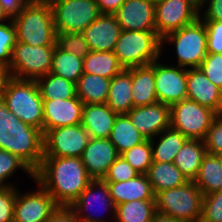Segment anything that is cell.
Instances as JSON below:
<instances>
[{"label":"cell","instance_id":"1","mask_svg":"<svg viewBox=\"0 0 222 222\" xmlns=\"http://www.w3.org/2000/svg\"><path fill=\"white\" fill-rule=\"evenodd\" d=\"M34 179L64 206H71L92 180L80 157H43Z\"/></svg>","mask_w":222,"mask_h":222},{"label":"cell","instance_id":"2","mask_svg":"<svg viewBox=\"0 0 222 222\" xmlns=\"http://www.w3.org/2000/svg\"><path fill=\"white\" fill-rule=\"evenodd\" d=\"M44 134L15 116L0 101V149L6 150L35 173L44 157Z\"/></svg>","mask_w":222,"mask_h":222},{"label":"cell","instance_id":"3","mask_svg":"<svg viewBox=\"0 0 222 222\" xmlns=\"http://www.w3.org/2000/svg\"><path fill=\"white\" fill-rule=\"evenodd\" d=\"M17 41L31 46H55L57 32L50 2H29L13 19Z\"/></svg>","mask_w":222,"mask_h":222},{"label":"cell","instance_id":"4","mask_svg":"<svg viewBox=\"0 0 222 222\" xmlns=\"http://www.w3.org/2000/svg\"><path fill=\"white\" fill-rule=\"evenodd\" d=\"M2 102L21 121L43 132V99L35 80L12 77Z\"/></svg>","mask_w":222,"mask_h":222},{"label":"cell","instance_id":"5","mask_svg":"<svg viewBox=\"0 0 222 222\" xmlns=\"http://www.w3.org/2000/svg\"><path fill=\"white\" fill-rule=\"evenodd\" d=\"M162 50L156 31L122 30L113 52L123 68L128 69L159 60Z\"/></svg>","mask_w":222,"mask_h":222},{"label":"cell","instance_id":"6","mask_svg":"<svg viewBox=\"0 0 222 222\" xmlns=\"http://www.w3.org/2000/svg\"><path fill=\"white\" fill-rule=\"evenodd\" d=\"M203 195L194 181L155 194L156 211L181 222H199Z\"/></svg>","mask_w":222,"mask_h":222},{"label":"cell","instance_id":"7","mask_svg":"<svg viewBox=\"0 0 222 222\" xmlns=\"http://www.w3.org/2000/svg\"><path fill=\"white\" fill-rule=\"evenodd\" d=\"M165 42L175 44L178 58L177 66L184 68L199 67L207 56V32L205 23L198 18L193 23L165 35L161 39V48ZM188 66V67H187Z\"/></svg>","mask_w":222,"mask_h":222},{"label":"cell","instance_id":"8","mask_svg":"<svg viewBox=\"0 0 222 222\" xmlns=\"http://www.w3.org/2000/svg\"><path fill=\"white\" fill-rule=\"evenodd\" d=\"M217 115L211 108L184 99L170 106V127L187 139L203 140Z\"/></svg>","mask_w":222,"mask_h":222},{"label":"cell","instance_id":"9","mask_svg":"<svg viewBox=\"0 0 222 222\" xmlns=\"http://www.w3.org/2000/svg\"><path fill=\"white\" fill-rule=\"evenodd\" d=\"M57 33H82L100 15L95 0H50Z\"/></svg>","mask_w":222,"mask_h":222},{"label":"cell","instance_id":"10","mask_svg":"<svg viewBox=\"0 0 222 222\" xmlns=\"http://www.w3.org/2000/svg\"><path fill=\"white\" fill-rule=\"evenodd\" d=\"M54 49L55 46H31L17 41L9 65L12 77L36 80L47 75L52 67Z\"/></svg>","mask_w":222,"mask_h":222},{"label":"cell","instance_id":"11","mask_svg":"<svg viewBox=\"0 0 222 222\" xmlns=\"http://www.w3.org/2000/svg\"><path fill=\"white\" fill-rule=\"evenodd\" d=\"M90 136L81 124L48 130L44 133V157H80Z\"/></svg>","mask_w":222,"mask_h":222},{"label":"cell","instance_id":"12","mask_svg":"<svg viewBox=\"0 0 222 222\" xmlns=\"http://www.w3.org/2000/svg\"><path fill=\"white\" fill-rule=\"evenodd\" d=\"M199 8L190 0H162L155 4V30L165 35L189 25L199 18Z\"/></svg>","mask_w":222,"mask_h":222},{"label":"cell","instance_id":"13","mask_svg":"<svg viewBox=\"0 0 222 222\" xmlns=\"http://www.w3.org/2000/svg\"><path fill=\"white\" fill-rule=\"evenodd\" d=\"M154 79L158 102L171 106L187 99V69L154 61Z\"/></svg>","mask_w":222,"mask_h":222},{"label":"cell","instance_id":"14","mask_svg":"<svg viewBox=\"0 0 222 222\" xmlns=\"http://www.w3.org/2000/svg\"><path fill=\"white\" fill-rule=\"evenodd\" d=\"M38 190L21 194L17 188L13 222H46L58 206L48 191L35 179Z\"/></svg>","mask_w":222,"mask_h":222},{"label":"cell","instance_id":"15","mask_svg":"<svg viewBox=\"0 0 222 222\" xmlns=\"http://www.w3.org/2000/svg\"><path fill=\"white\" fill-rule=\"evenodd\" d=\"M98 203L100 204V206L104 207L105 211H109L108 209H112L111 210V212H113L112 216H114V219H115L116 206L110 195L107 183L103 179H97V180L92 179L89 182L87 188L72 203L71 207L75 211L76 217L80 222H108L107 220L105 221L101 217L98 218V216L96 215L95 216L90 215V214H93L97 210V209L96 210L94 209L93 210L94 212L90 213L91 212L90 209L94 208V205ZM84 212L85 213L88 212V213H86L85 215Z\"/></svg>","mask_w":222,"mask_h":222},{"label":"cell","instance_id":"16","mask_svg":"<svg viewBox=\"0 0 222 222\" xmlns=\"http://www.w3.org/2000/svg\"><path fill=\"white\" fill-rule=\"evenodd\" d=\"M84 103L70 99H43V134L51 129L81 124Z\"/></svg>","mask_w":222,"mask_h":222},{"label":"cell","instance_id":"17","mask_svg":"<svg viewBox=\"0 0 222 222\" xmlns=\"http://www.w3.org/2000/svg\"><path fill=\"white\" fill-rule=\"evenodd\" d=\"M136 129L146 138H157L170 128V106L157 102L152 105L133 107L126 114Z\"/></svg>","mask_w":222,"mask_h":222},{"label":"cell","instance_id":"18","mask_svg":"<svg viewBox=\"0 0 222 222\" xmlns=\"http://www.w3.org/2000/svg\"><path fill=\"white\" fill-rule=\"evenodd\" d=\"M113 15L121 30L156 31L155 4L147 0H126Z\"/></svg>","mask_w":222,"mask_h":222},{"label":"cell","instance_id":"19","mask_svg":"<svg viewBox=\"0 0 222 222\" xmlns=\"http://www.w3.org/2000/svg\"><path fill=\"white\" fill-rule=\"evenodd\" d=\"M119 156L109 138H90L81 156L91 179H103L109 167Z\"/></svg>","mask_w":222,"mask_h":222},{"label":"cell","instance_id":"20","mask_svg":"<svg viewBox=\"0 0 222 222\" xmlns=\"http://www.w3.org/2000/svg\"><path fill=\"white\" fill-rule=\"evenodd\" d=\"M121 31L113 14H100L82 33L90 51L110 52L114 51Z\"/></svg>","mask_w":222,"mask_h":222},{"label":"cell","instance_id":"21","mask_svg":"<svg viewBox=\"0 0 222 222\" xmlns=\"http://www.w3.org/2000/svg\"><path fill=\"white\" fill-rule=\"evenodd\" d=\"M187 99L222 114V90L199 67L187 68Z\"/></svg>","mask_w":222,"mask_h":222},{"label":"cell","instance_id":"22","mask_svg":"<svg viewBox=\"0 0 222 222\" xmlns=\"http://www.w3.org/2000/svg\"><path fill=\"white\" fill-rule=\"evenodd\" d=\"M117 115L106 103L84 104L81 125L90 138H109Z\"/></svg>","mask_w":222,"mask_h":222},{"label":"cell","instance_id":"23","mask_svg":"<svg viewBox=\"0 0 222 222\" xmlns=\"http://www.w3.org/2000/svg\"><path fill=\"white\" fill-rule=\"evenodd\" d=\"M106 183L115 206L135 200H155L146 174H139L127 181Z\"/></svg>","mask_w":222,"mask_h":222},{"label":"cell","instance_id":"24","mask_svg":"<svg viewBox=\"0 0 222 222\" xmlns=\"http://www.w3.org/2000/svg\"><path fill=\"white\" fill-rule=\"evenodd\" d=\"M133 106H146L158 102L154 79V61L150 65L132 67Z\"/></svg>","mask_w":222,"mask_h":222},{"label":"cell","instance_id":"25","mask_svg":"<svg viewBox=\"0 0 222 222\" xmlns=\"http://www.w3.org/2000/svg\"><path fill=\"white\" fill-rule=\"evenodd\" d=\"M106 104L117 114H127L134 107L132 68L124 69L111 79Z\"/></svg>","mask_w":222,"mask_h":222},{"label":"cell","instance_id":"26","mask_svg":"<svg viewBox=\"0 0 222 222\" xmlns=\"http://www.w3.org/2000/svg\"><path fill=\"white\" fill-rule=\"evenodd\" d=\"M206 154L207 150L203 140L188 139L178 151L173 163L188 181H193L198 175L200 165Z\"/></svg>","mask_w":222,"mask_h":222},{"label":"cell","instance_id":"27","mask_svg":"<svg viewBox=\"0 0 222 222\" xmlns=\"http://www.w3.org/2000/svg\"><path fill=\"white\" fill-rule=\"evenodd\" d=\"M146 175L154 194L182 186L188 181L174 163L153 162Z\"/></svg>","mask_w":222,"mask_h":222},{"label":"cell","instance_id":"28","mask_svg":"<svg viewBox=\"0 0 222 222\" xmlns=\"http://www.w3.org/2000/svg\"><path fill=\"white\" fill-rule=\"evenodd\" d=\"M110 82L109 78L83 73L76 83V95L84 104H105Z\"/></svg>","mask_w":222,"mask_h":222},{"label":"cell","instance_id":"29","mask_svg":"<svg viewBox=\"0 0 222 222\" xmlns=\"http://www.w3.org/2000/svg\"><path fill=\"white\" fill-rule=\"evenodd\" d=\"M109 140L114 144L118 154L141 144L146 138L136 129L126 114H118L115 118Z\"/></svg>","mask_w":222,"mask_h":222},{"label":"cell","instance_id":"30","mask_svg":"<svg viewBox=\"0 0 222 222\" xmlns=\"http://www.w3.org/2000/svg\"><path fill=\"white\" fill-rule=\"evenodd\" d=\"M202 195L222 190V164L217 155L207 153L200 165L197 177L193 180Z\"/></svg>","mask_w":222,"mask_h":222},{"label":"cell","instance_id":"31","mask_svg":"<svg viewBox=\"0 0 222 222\" xmlns=\"http://www.w3.org/2000/svg\"><path fill=\"white\" fill-rule=\"evenodd\" d=\"M124 70L113 51H90L83 59V73L112 79Z\"/></svg>","mask_w":222,"mask_h":222},{"label":"cell","instance_id":"32","mask_svg":"<svg viewBox=\"0 0 222 222\" xmlns=\"http://www.w3.org/2000/svg\"><path fill=\"white\" fill-rule=\"evenodd\" d=\"M159 142L150 139L153 162L173 163L180 148L188 140L181 132L171 127L160 133Z\"/></svg>","mask_w":222,"mask_h":222},{"label":"cell","instance_id":"33","mask_svg":"<svg viewBox=\"0 0 222 222\" xmlns=\"http://www.w3.org/2000/svg\"><path fill=\"white\" fill-rule=\"evenodd\" d=\"M50 72L76 84L83 75V59L63 50L56 44Z\"/></svg>","mask_w":222,"mask_h":222},{"label":"cell","instance_id":"34","mask_svg":"<svg viewBox=\"0 0 222 222\" xmlns=\"http://www.w3.org/2000/svg\"><path fill=\"white\" fill-rule=\"evenodd\" d=\"M42 99H70L76 97V84L49 72L35 80Z\"/></svg>","mask_w":222,"mask_h":222},{"label":"cell","instance_id":"35","mask_svg":"<svg viewBox=\"0 0 222 222\" xmlns=\"http://www.w3.org/2000/svg\"><path fill=\"white\" fill-rule=\"evenodd\" d=\"M156 211L155 200H135L116 206V222H151Z\"/></svg>","mask_w":222,"mask_h":222},{"label":"cell","instance_id":"36","mask_svg":"<svg viewBox=\"0 0 222 222\" xmlns=\"http://www.w3.org/2000/svg\"><path fill=\"white\" fill-rule=\"evenodd\" d=\"M140 174H146L153 163L150 139L120 154Z\"/></svg>","mask_w":222,"mask_h":222},{"label":"cell","instance_id":"37","mask_svg":"<svg viewBox=\"0 0 222 222\" xmlns=\"http://www.w3.org/2000/svg\"><path fill=\"white\" fill-rule=\"evenodd\" d=\"M16 43L17 29L13 19L6 21V24H0V65L9 68Z\"/></svg>","mask_w":222,"mask_h":222},{"label":"cell","instance_id":"38","mask_svg":"<svg viewBox=\"0 0 222 222\" xmlns=\"http://www.w3.org/2000/svg\"><path fill=\"white\" fill-rule=\"evenodd\" d=\"M57 44L65 51L84 59L90 52L83 33H57Z\"/></svg>","mask_w":222,"mask_h":222},{"label":"cell","instance_id":"39","mask_svg":"<svg viewBox=\"0 0 222 222\" xmlns=\"http://www.w3.org/2000/svg\"><path fill=\"white\" fill-rule=\"evenodd\" d=\"M199 222H222V190L203 196Z\"/></svg>","mask_w":222,"mask_h":222},{"label":"cell","instance_id":"40","mask_svg":"<svg viewBox=\"0 0 222 222\" xmlns=\"http://www.w3.org/2000/svg\"><path fill=\"white\" fill-rule=\"evenodd\" d=\"M18 168L26 171L30 177L32 176V178H34V173L22 160L14 154L0 149V179L5 183V181H7V179L12 176Z\"/></svg>","mask_w":222,"mask_h":222},{"label":"cell","instance_id":"41","mask_svg":"<svg viewBox=\"0 0 222 222\" xmlns=\"http://www.w3.org/2000/svg\"><path fill=\"white\" fill-rule=\"evenodd\" d=\"M140 173L135 170L121 155L109 167V170L103 180L105 182H121L127 181L139 175Z\"/></svg>","mask_w":222,"mask_h":222},{"label":"cell","instance_id":"42","mask_svg":"<svg viewBox=\"0 0 222 222\" xmlns=\"http://www.w3.org/2000/svg\"><path fill=\"white\" fill-rule=\"evenodd\" d=\"M199 68L215 86L222 90V54L207 53Z\"/></svg>","mask_w":222,"mask_h":222},{"label":"cell","instance_id":"43","mask_svg":"<svg viewBox=\"0 0 222 222\" xmlns=\"http://www.w3.org/2000/svg\"><path fill=\"white\" fill-rule=\"evenodd\" d=\"M203 142L207 153L213 155L222 153V114L213 119Z\"/></svg>","mask_w":222,"mask_h":222},{"label":"cell","instance_id":"44","mask_svg":"<svg viewBox=\"0 0 222 222\" xmlns=\"http://www.w3.org/2000/svg\"><path fill=\"white\" fill-rule=\"evenodd\" d=\"M16 198L17 189L15 186L0 190V222H13Z\"/></svg>","mask_w":222,"mask_h":222},{"label":"cell","instance_id":"45","mask_svg":"<svg viewBox=\"0 0 222 222\" xmlns=\"http://www.w3.org/2000/svg\"><path fill=\"white\" fill-rule=\"evenodd\" d=\"M207 32V53L222 54V22L202 20Z\"/></svg>","mask_w":222,"mask_h":222},{"label":"cell","instance_id":"46","mask_svg":"<svg viewBox=\"0 0 222 222\" xmlns=\"http://www.w3.org/2000/svg\"><path fill=\"white\" fill-rule=\"evenodd\" d=\"M46 222H80L71 206L58 205Z\"/></svg>","mask_w":222,"mask_h":222},{"label":"cell","instance_id":"47","mask_svg":"<svg viewBox=\"0 0 222 222\" xmlns=\"http://www.w3.org/2000/svg\"><path fill=\"white\" fill-rule=\"evenodd\" d=\"M208 2V4H206ZM207 5L206 10L202 14L199 15L201 20H213V21H221L222 22V0H204L199 12L203 5Z\"/></svg>","mask_w":222,"mask_h":222},{"label":"cell","instance_id":"48","mask_svg":"<svg viewBox=\"0 0 222 222\" xmlns=\"http://www.w3.org/2000/svg\"><path fill=\"white\" fill-rule=\"evenodd\" d=\"M28 3L27 0H0L5 14L10 19H14Z\"/></svg>","mask_w":222,"mask_h":222},{"label":"cell","instance_id":"49","mask_svg":"<svg viewBox=\"0 0 222 222\" xmlns=\"http://www.w3.org/2000/svg\"><path fill=\"white\" fill-rule=\"evenodd\" d=\"M100 14H114L126 0H95Z\"/></svg>","mask_w":222,"mask_h":222},{"label":"cell","instance_id":"50","mask_svg":"<svg viewBox=\"0 0 222 222\" xmlns=\"http://www.w3.org/2000/svg\"><path fill=\"white\" fill-rule=\"evenodd\" d=\"M12 78L11 71L8 67L0 65V101H2L6 91L7 84Z\"/></svg>","mask_w":222,"mask_h":222},{"label":"cell","instance_id":"51","mask_svg":"<svg viewBox=\"0 0 222 222\" xmlns=\"http://www.w3.org/2000/svg\"><path fill=\"white\" fill-rule=\"evenodd\" d=\"M151 222H181V221L173 218L170 215L155 211V213L153 214Z\"/></svg>","mask_w":222,"mask_h":222},{"label":"cell","instance_id":"52","mask_svg":"<svg viewBox=\"0 0 222 222\" xmlns=\"http://www.w3.org/2000/svg\"><path fill=\"white\" fill-rule=\"evenodd\" d=\"M10 20V18L5 14L1 4H0V24L6 23L5 21Z\"/></svg>","mask_w":222,"mask_h":222},{"label":"cell","instance_id":"53","mask_svg":"<svg viewBox=\"0 0 222 222\" xmlns=\"http://www.w3.org/2000/svg\"><path fill=\"white\" fill-rule=\"evenodd\" d=\"M9 184V185H8ZM10 186H13L12 184L10 183H4L1 179H0V190H3L7 187H10Z\"/></svg>","mask_w":222,"mask_h":222},{"label":"cell","instance_id":"54","mask_svg":"<svg viewBox=\"0 0 222 222\" xmlns=\"http://www.w3.org/2000/svg\"><path fill=\"white\" fill-rule=\"evenodd\" d=\"M192 1L199 9L201 8L204 0H190Z\"/></svg>","mask_w":222,"mask_h":222},{"label":"cell","instance_id":"55","mask_svg":"<svg viewBox=\"0 0 222 222\" xmlns=\"http://www.w3.org/2000/svg\"><path fill=\"white\" fill-rule=\"evenodd\" d=\"M28 2H50V0H27Z\"/></svg>","mask_w":222,"mask_h":222},{"label":"cell","instance_id":"56","mask_svg":"<svg viewBox=\"0 0 222 222\" xmlns=\"http://www.w3.org/2000/svg\"><path fill=\"white\" fill-rule=\"evenodd\" d=\"M147 1L152 2L153 4H157V3H159L162 0H147Z\"/></svg>","mask_w":222,"mask_h":222},{"label":"cell","instance_id":"57","mask_svg":"<svg viewBox=\"0 0 222 222\" xmlns=\"http://www.w3.org/2000/svg\"><path fill=\"white\" fill-rule=\"evenodd\" d=\"M217 156L219 157L221 164H222V153L217 154Z\"/></svg>","mask_w":222,"mask_h":222}]
</instances>
